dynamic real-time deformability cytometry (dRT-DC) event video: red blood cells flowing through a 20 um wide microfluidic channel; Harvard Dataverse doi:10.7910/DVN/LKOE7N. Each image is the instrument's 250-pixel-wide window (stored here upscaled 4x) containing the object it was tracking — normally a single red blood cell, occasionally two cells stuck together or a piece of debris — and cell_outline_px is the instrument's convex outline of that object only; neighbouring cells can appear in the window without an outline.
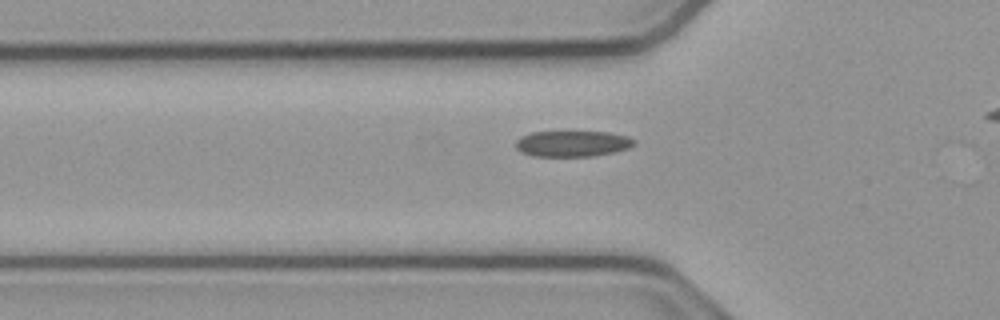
{"species": "common noctule bat (a hibernating species)", "species_latin": "Nyctalus noctula", "temperature_condition": "cold", "stored_images_in_passage": 35, "camera_frame_rate_fps": 3000, "um_per_image_px": 0.085, "animal": {"sex": "male", "body_mass_g": 23.1, "forearm_length_mm": 52.7}, "frame": {"image": 1, "passage_image": 7, "time_ms": 2.0, "image_size_px": [1000, 320], "cell_outline_px": [[636, 144], [628, 148], [612, 152], [592, 156], [532, 156], [520, 152], [516, 148], [516, 140], [520, 136], [532, 132], [608, 132], [628, 136], [636, 140]], "centroid_in_image_um": [48.64, 12.21], "position_along_channel_um": 77.2, "area_um2": 17.92}}
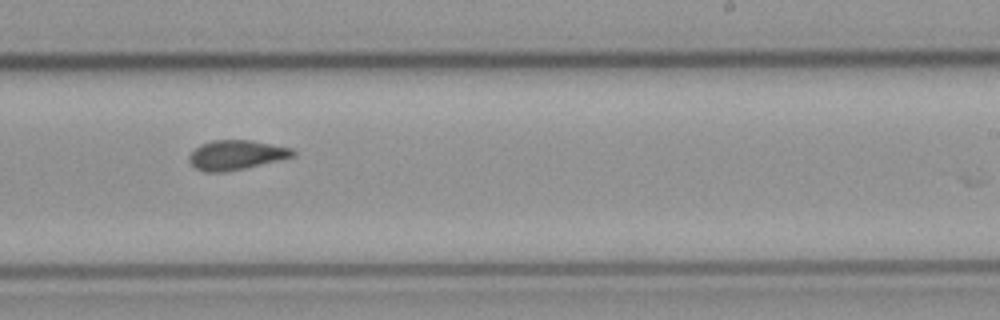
{"frame": {"image": 2, "passage_image": 22, "time_ms": 7.0, "image_size_px": [1000, 320], "cell_outline_px": [[296, 156], [244, 168], [224, 172], [204, 172], [196, 168], [188, 160], [188, 156], [200, 144], [212, 140], [252, 140], [292, 148], [296, 152]], "centroid_in_image_um": [20.08, 13.16], "position_along_channel_um": 268.9, "area_um2": 17.86}}
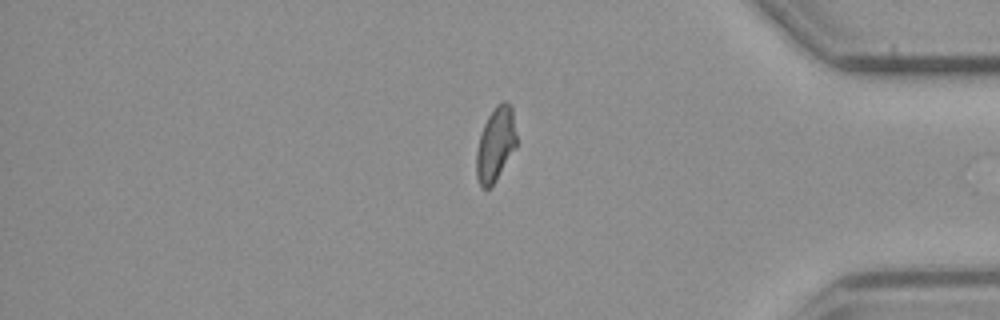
{"frame": {"image": 3, "passage_image": 34, "time_ms": 11.0, "image_size_px": [1000, 320], "cell_outline_px": [[516, 148], [496, 180], [488, 188], [480, 188], [476, 176], [476, 152], [480, 136], [484, 124], [488, 116], [496, 104], [504, 100], [508, 100], [512, 108], [516, 136]], "centroid_in_image_um": [42.12, 12.25], "position_along_channel_um": 393.1, "area_um2": 17.4}}